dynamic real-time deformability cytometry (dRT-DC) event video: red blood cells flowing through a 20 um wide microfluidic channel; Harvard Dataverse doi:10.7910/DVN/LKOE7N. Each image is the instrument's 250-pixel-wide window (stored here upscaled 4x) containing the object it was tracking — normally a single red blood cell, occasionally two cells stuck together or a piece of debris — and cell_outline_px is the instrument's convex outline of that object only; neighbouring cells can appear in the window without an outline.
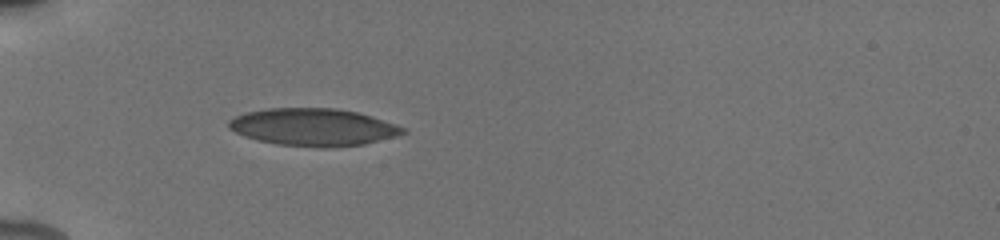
{"species": "human", "species_latin": "Homo sapiens", "temperature_condition": "cold", "stored_images_in_passage": 35, "camera_frame_rate_fps": 3000, "um_per_image_px": 0.085, "donor": {"sex": "male"}, "frame": {"image": 1, "passage_image": 3, "time_ms": 1.0, "image_size_px": [1000, 240], "cell_outline_px": [[408, 132], [396, 136], [364, 144], [328, 148], [320, 148], [276, 144], [256, 140], [244, 136], [228, 128], [228, 120], [236, 116], [248, 112], [268, 108], [336, 108], [356, 112], [372, 116], [408, 128]], "centroid_in_image_um": [26.65, 10.81], "position_along_channel_um": 58.3, "area_um2": 38.21}}
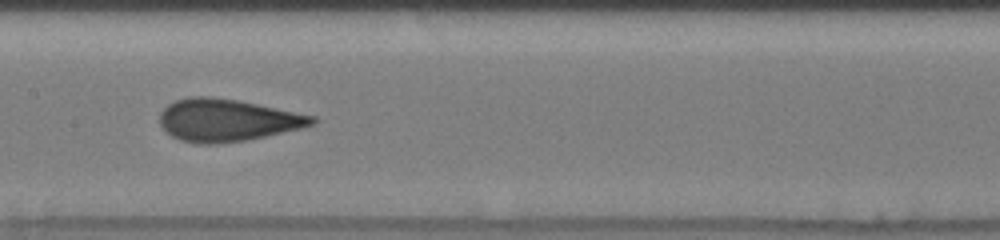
{"frame": {"image": 2, "passage_image": 13, "time_ms": 4.667, "image_size_px": [1000, 240], "cell_outline_px": [[320, 120], [316, 124], [304, 128], [244, 140], [216, 144], [200, 144], [180, 140], [172, 136], [160, 124], [160, 112], [168, 104], [176, 100], [188, 96], [212, 96], [236, 100], [316, 116]], "centroid_in_image_um": [19.33, 10.21], "position_along_channel_um": 188.1, "area_um2": 37.57}}
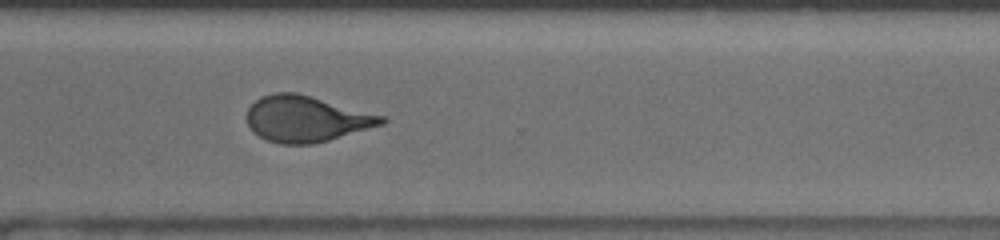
{"frame": {"image": 3, "passage_image": 26, "time_ms": 8.667, "image_size_px": [1000, 240], "cell_outline_px": [[388, 120], [384, 124], [328, 140], [312, 144], [280, 144], [268, 140], [260, 136], [248, 124], [248, 108], [260, 96], [276, 92], [296, 92], [384, 116]], "centroid_in_image_um": [26.04, 10.1], "position_along_channel_um": 344.6, "area_um2": 35.66}, "authors_computed_cell_mechanics": {"area_um2": 36.6452, "velocity_mm_per_s": 3.9238, "shape_relaxation_time_tau1_ms": 10.3357, "shape_relaxation_time_tau2_ms": 0.8574, "deformation_change_tau1": 0.2462, "deformation_change_tau2": 0.0926}}